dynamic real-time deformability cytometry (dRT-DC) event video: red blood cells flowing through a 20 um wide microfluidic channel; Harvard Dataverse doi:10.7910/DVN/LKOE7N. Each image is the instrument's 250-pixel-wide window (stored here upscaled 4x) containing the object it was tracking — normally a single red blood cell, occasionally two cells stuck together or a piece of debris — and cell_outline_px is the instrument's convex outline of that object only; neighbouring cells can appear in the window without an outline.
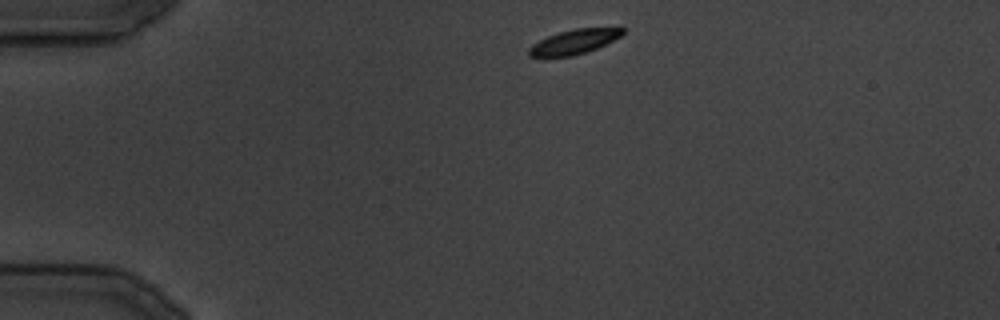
{"species": "common noctule bat (a hibernating species)", "species_latin": "Nyctalus noctula", "temperature_condition": "cold", "stored_images_in_passage": 9, "camera_frame_rate_fps": 3000, "um_per_image_px": 0.085, "animal": {"sex": "male", "body_mass_g": 19.5, "forearm_length_mm": 54.6}, "frame": {"image": 1, "passage_image": 1, "time_ms": 0.0, "image_size_px": [1000, 320], "cell_outline_px": [[624, 32], [620, 36], [596, 48], [572, 56], [528, 56], [528, 48], [532, 44], [548, 36], [560, 32], [576, 28], [620, 24], [624, 28]], "centroid_in_image_um": [48.91, 3.48], "position_along_channel_um": 36.1, "area_um2": 13.7}}